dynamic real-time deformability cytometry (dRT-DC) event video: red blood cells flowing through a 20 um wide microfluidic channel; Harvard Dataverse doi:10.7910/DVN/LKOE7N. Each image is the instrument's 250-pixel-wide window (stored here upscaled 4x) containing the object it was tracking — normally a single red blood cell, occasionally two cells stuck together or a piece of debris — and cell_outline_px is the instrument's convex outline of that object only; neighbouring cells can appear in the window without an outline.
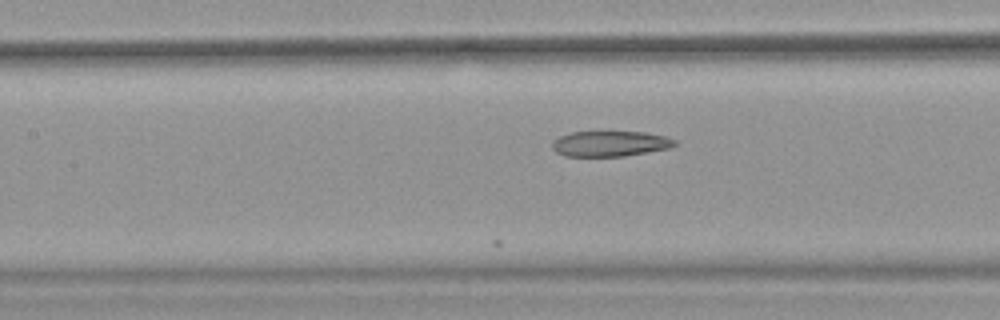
{"species": "common noctule bat (a hibernating species)", "species_latin": "Nyctalus noctula", "temperature_condition": "warm", "stored_images_in_passage": 9, "camera_frame_rate_fps": 3000, "um_per_image_px": 0.085, "animal": {"sex": "female", "body_mass_g": 18.4}, "frame": {"image": 1, "passage_image": 9, "time_ms": 2.667, "image_size_px": [1000, 320], "cell_outline_px": [[676, 144], [668, 148], [624, 156], [564, 156], [556, 152], [552, 148], [552, 140], [560, 136], [572, 132], [644, 132], [664, 136], [676, 140]], "centroid_in_image_um": [51.81, 12.21], "position_along_channel_um": 155.6, "area_um2": 18.03}}